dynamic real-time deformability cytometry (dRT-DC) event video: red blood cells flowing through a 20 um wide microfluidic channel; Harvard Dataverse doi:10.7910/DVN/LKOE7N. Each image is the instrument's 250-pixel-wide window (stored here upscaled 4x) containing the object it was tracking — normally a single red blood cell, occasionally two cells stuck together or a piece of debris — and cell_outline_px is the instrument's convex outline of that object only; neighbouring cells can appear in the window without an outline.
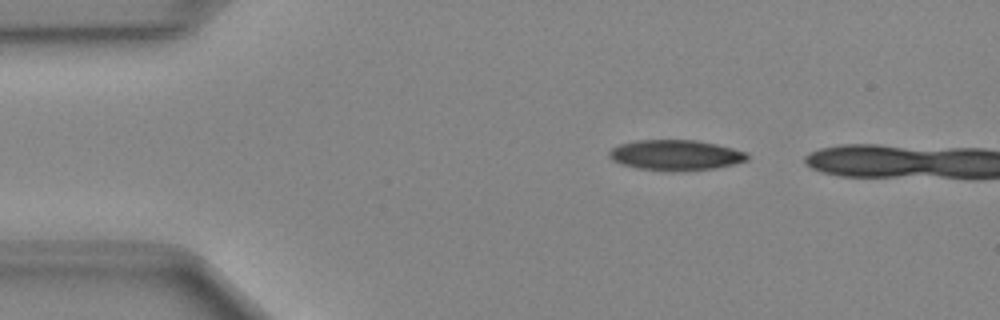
{"species": "Egyptian fruit bat (a non-hibernating species)", "species_latin": "Rousettus aegyptiacus", "temperature_condition": "cold", "stored_images_in_passage": 35, "camera_frame_rate_fps": 3000, "um_per_image_px": 0.085, "animal": {"sex": "female"}, "frame": {"image": 1, "passage_image": 1, "time_ms": 0.0, "image_size_px": [1000, 320], "cell_outline_px": [[748, 160], [716, 168], [676, 172], [668, 172], [636, 168], [620, 164], [612, 160], [608, 156], [608, 152], [612, 148], [620, 144], [636, 140], [696, 140], [716, 144], [748, 152]], "centroid_in_image_um": [57.4, 13.2], "position_along_channel_um": 27.6, "area_um2": 24.8}}
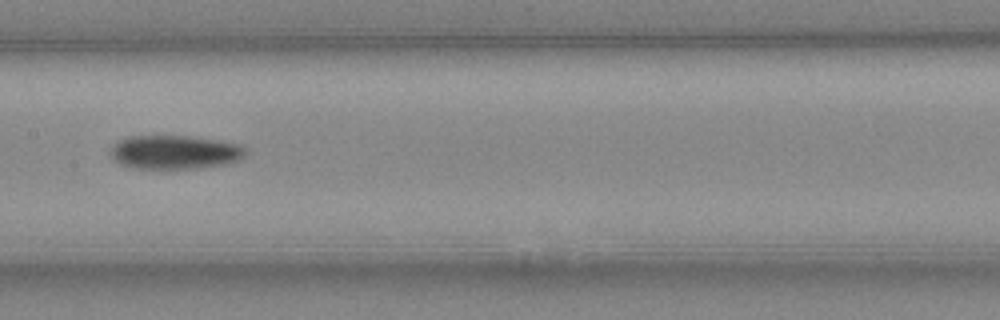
{"frame": {"image": 2, "passage_image": 17, "time_ms": 5.333, "image_size_px": [1000, 320], "cell_outline_px": [[248, 152], [244, 156], [236, 160], [224, 164], [200, 168], [132, 168], [120, 164], [112, 160], [108, 152], [112, 144], [116, 140], [128, 136], [188, 136], [240, 144], [248, 148]], "centroid_in_image_um": [14.78, 12.93], "position_along_channel_um": 192.6, "area_um2": 26.88}}
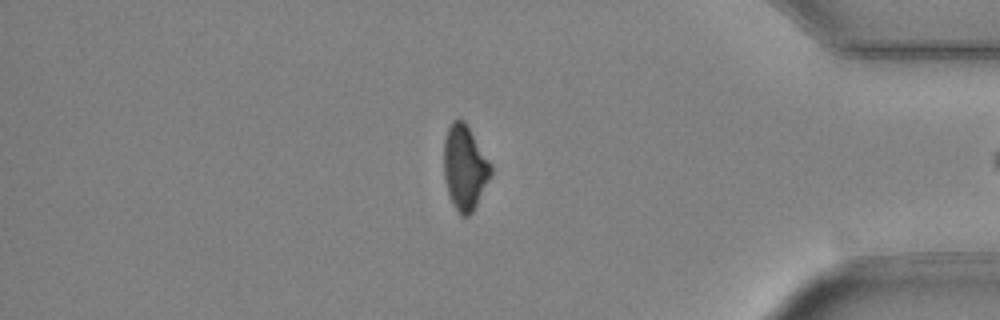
{"frame": {"image": 3, "passage_image": 34, "time_ms": 11.0, "image_size_px": [1000, 320], "cell_outline_px": [[492, 172], [472, 212], [468, 216], [460, 216], [452, 204], [448, 192], [444, 176], [444, 140], [448, 128], [452, 120], [464, 120], [492, 164]], "centroid_in_image_um": [39.49, 14.23], "position_along_channel_um": 395.7, "area_um2": 23.0}}